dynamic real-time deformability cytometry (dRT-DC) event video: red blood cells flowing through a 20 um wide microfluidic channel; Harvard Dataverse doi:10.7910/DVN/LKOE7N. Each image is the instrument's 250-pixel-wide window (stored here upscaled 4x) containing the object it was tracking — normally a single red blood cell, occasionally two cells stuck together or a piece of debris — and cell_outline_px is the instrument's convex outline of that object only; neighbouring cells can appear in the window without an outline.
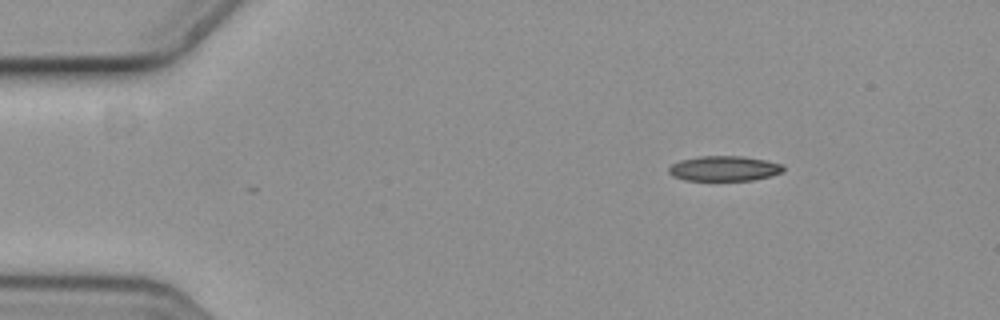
{"species": "common noctule bat (a hibernating species)", "species_latin": "Nyctalus noctula", "temperature_condition": "cold", "stored_images_in_passage": 4, "camera_frame_rate_fps": 3000, "um_per_image_px": 0.085, "animal": {"sex": "female", "body_mass_g": 19.3, "forearm_length_mm": 54.1}, "frame": {"image": 1, "passage_image": 1, "time_ms": 0.0, "image_size_px": [1000, 320], "cell_outline_px": [[784, 172], [752, 180], [684, 180], [672, 176], [668, 172], [668, 168], [672, 164], [680, 160], [696, 156], [744, 156], [784, 164]], "centroid_in_image_um": [61.54, 14.31], "position_along_channel_um": 23.5, "area_um2": 16.82}}
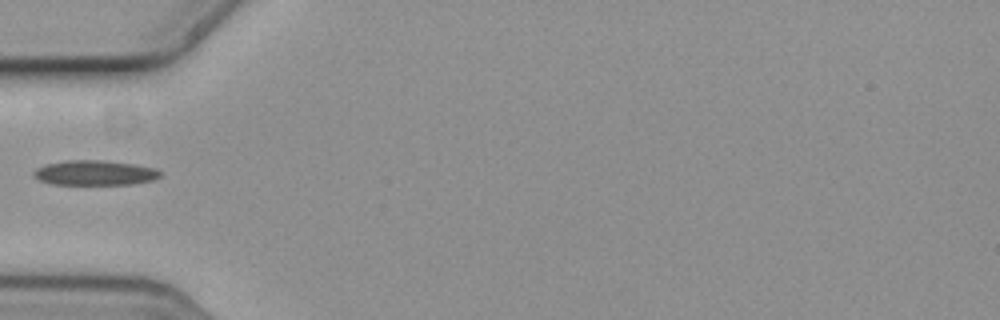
{"frame": {"image": 2, "passage_image": 4, "time_ms": 1.0, "image_size_px": [1000, 320], "cell_outline_px": [[160, 176], [152, 180], [132, 184], [52, 184], [40, 180], [32, 176], [32, 172], [36, 168], [44, 164], [64, 160], [104, 160], [136, 164], [156, 168], [160, 172]], "centroid_in_image_um": [8.02, 14.67], "position_along_channel_um": 77.0, "area_um2": 18.5}}